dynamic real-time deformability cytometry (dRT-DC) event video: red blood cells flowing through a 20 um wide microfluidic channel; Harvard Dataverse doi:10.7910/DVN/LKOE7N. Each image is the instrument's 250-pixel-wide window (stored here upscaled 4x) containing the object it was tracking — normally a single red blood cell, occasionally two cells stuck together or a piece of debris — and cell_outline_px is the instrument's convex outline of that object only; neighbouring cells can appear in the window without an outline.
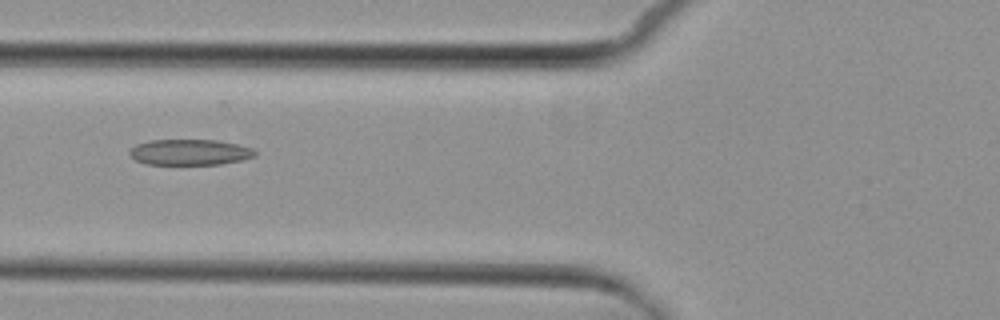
{"species": "common noctule bat (a hibernating species)", "species_latin": "Nyctalus noctula", "temperature_condition": "cold", "stored_images_in_passage": 10, "camera_frame_rate_fps": 3000, "um_per_image_px": 0.085, "animal": {"sex": "female", "body_mass_g": 29.2, "forearm_length_mm": 56.3}, "frame": {"image": 1, "passage_image": 7, "time_ms": 8.0, "image_size_px": [1000, 320], "cell_outline_px": [[256, 156], [240, 160], [220, 164], [144, 164], [136, 160], [128, 152], [136, 144], [148, 140], [216, 140], [236, 144], [252, 148], [256, 152]], "centroid_in_image_um": [16.11, 12.93], "position_along_channel_um": 109.7, "area_um2": 18.73}}
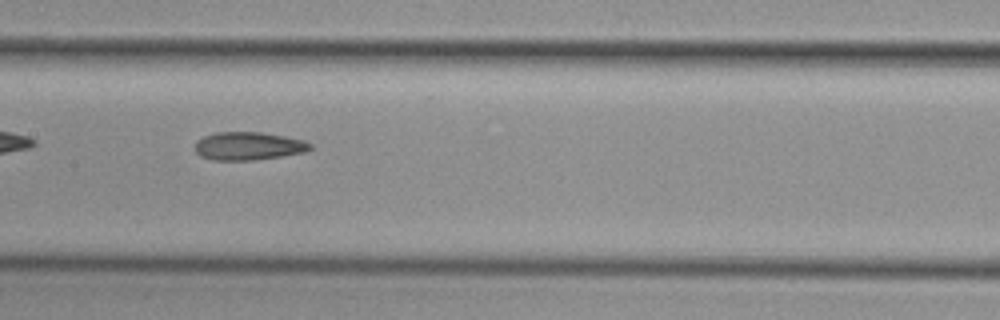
{"frame": {"image": 2, "passage_image": 9, "time_ms": 10.0, "image_size_px": [1000, 320], "cell_outline_px": [[312, 148], [308, 152], [252, 160], [212, 160], [200, 156], [196, 152], [196, 140], [204, 136], [216, 132], [260, 132], [284, 136], [304, 140], [312, 144]], "centroid_in_image_um": [21.13, 12.41], "position_along_channel_um": 186.3, "area_um2": 18.9}}
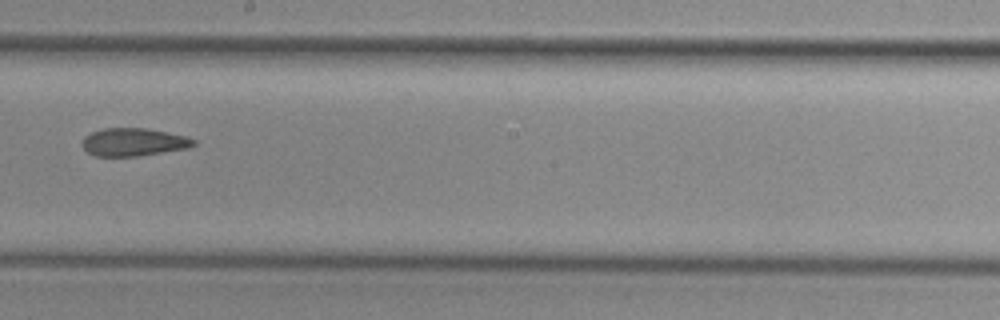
{"frame": {"image": 3, "passage_image": 10, "time_ms": 11.333, "image_size_px": [1000, 320], "cell_outline_px": [[196, 144], [188, 148], [140, 156], [96, 156], [88, 152], [80, 144], [84, 136], [92, 132], [104, 128], [144, 128], [188, 136], [196, 140]], "centroid_in_image_um": [11.36, 12.08], "position_along_channel_um": 236.8, "area_um2": 18.21}}